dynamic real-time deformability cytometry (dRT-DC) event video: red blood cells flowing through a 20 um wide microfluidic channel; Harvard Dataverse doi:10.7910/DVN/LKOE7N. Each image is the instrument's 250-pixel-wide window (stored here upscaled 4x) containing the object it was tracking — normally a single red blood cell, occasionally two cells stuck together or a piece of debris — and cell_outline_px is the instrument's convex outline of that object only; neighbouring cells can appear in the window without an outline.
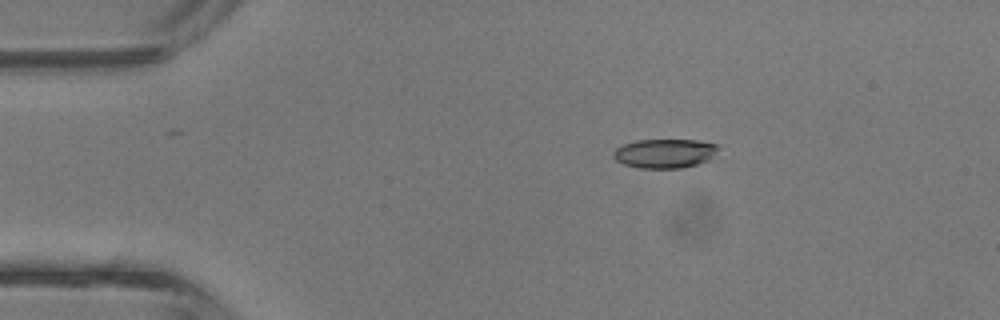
{"species": "common noctule bat (a hibernating species)", "species_latin": "Nyctalus noctula", "temperature_condition": "room temperature", "stored_images_in_passage": 4, "camera_frame_rate_fps": 3000, "um_per_image_px": 0.085, "animal": {"sex": "male", "body_mass_g": 13.3}, "frame": {"image": 1, "passage_image": 3, "time_ms": 0.667, "image_size_px": [1000, 320], "cell_outline_px": [[720, 148], [708, 160], [684, 168], [640, 168], [624, 164], [616, 160], [612, 156], [612, 152], [616, 148], [624, 144], [636, 140], [696, 140], [720, 144]], "centroid_in_image_um": [56.51, 13.03], "position_along_channel_um": 28.5, "area_um2": 17.92}}